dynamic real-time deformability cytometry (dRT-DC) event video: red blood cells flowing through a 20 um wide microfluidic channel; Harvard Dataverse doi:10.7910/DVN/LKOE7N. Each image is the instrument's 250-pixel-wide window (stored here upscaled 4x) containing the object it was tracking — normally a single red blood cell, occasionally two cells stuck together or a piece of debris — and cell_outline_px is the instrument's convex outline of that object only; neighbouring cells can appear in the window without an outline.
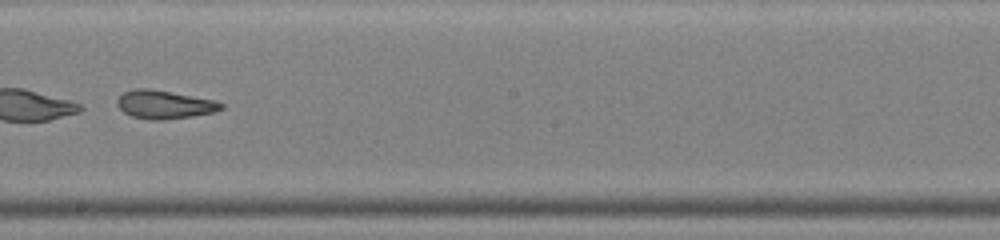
{"species": "common noctule bat (a hibernating species)", "species_latin": "Nyctalus noctula", "temperature_condition": "warm", "stored_images_in_passage": 46, "camera_frame_rate_fps": 3000, "um_per_image_px": 0.085, "animal": {"sex": "male", "body_mass_g": 19.0, "forearm_length_mm": 50.8}, "frame": {"image": 1, "passage_image": 27, "time_ms": 8.667, "image_size_px": [1000, 240], "cell_outline_px": [[224, 108], [216, 112], [192, 116], [164, 120], [148, 120], [132, 116], [124, 112], [116, 104], [116, 100], [124, 92], [136, 88], [148, 88], [216, 100], [224, 104]], "centroid_in_image_um": [14.0, 8.89], "position_along_channel_um": 234.2, "area_um2": 17.28}}